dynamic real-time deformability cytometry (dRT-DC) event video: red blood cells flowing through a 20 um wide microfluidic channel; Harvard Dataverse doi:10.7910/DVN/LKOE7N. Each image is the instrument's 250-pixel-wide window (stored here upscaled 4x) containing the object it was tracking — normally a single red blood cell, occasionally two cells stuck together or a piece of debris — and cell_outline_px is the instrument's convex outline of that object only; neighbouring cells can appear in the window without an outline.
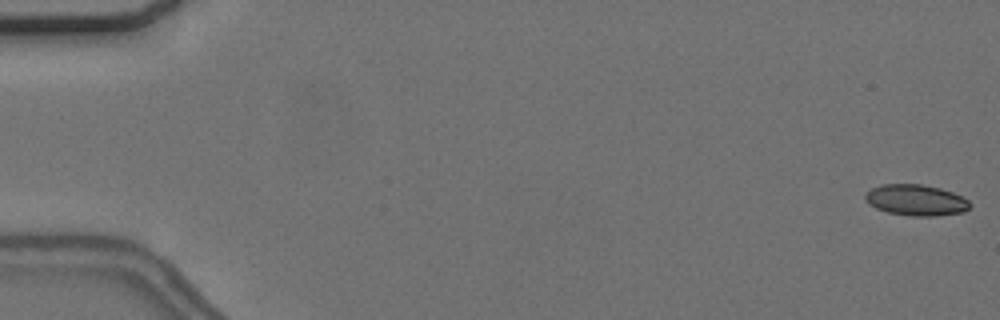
{"species": "common noctule bat (a hibernating species)", "species_latin": "Nyctalus noctula", "temperature_condition": "cold", "stored_images_in_passage": 8, "camera_frame_rate_fps": 3000, "um_per_image_px": 0.085, "animal": {"sex": "female", "body_mass_g": 24.6, "forearm_length_mm": 56.2}, "frame": {"image": 1, "passage_image": 1, "time_ms": 0.0, "image_size_px": [1000, 320], "cell_outline_px": [[972, 204], [964, 212], [936, 216], [912, 216], [888, 212], [876, 208], [868, 204], [864, 200], [864, 196], [872, 188], [880, 184], [920, 184], [940, 188], [952, 192], [968, 200]], "centroid_in_image_um": [77.85, 17.01], "position_along_channel_um": 7.2, "area_um2": 18.96}}